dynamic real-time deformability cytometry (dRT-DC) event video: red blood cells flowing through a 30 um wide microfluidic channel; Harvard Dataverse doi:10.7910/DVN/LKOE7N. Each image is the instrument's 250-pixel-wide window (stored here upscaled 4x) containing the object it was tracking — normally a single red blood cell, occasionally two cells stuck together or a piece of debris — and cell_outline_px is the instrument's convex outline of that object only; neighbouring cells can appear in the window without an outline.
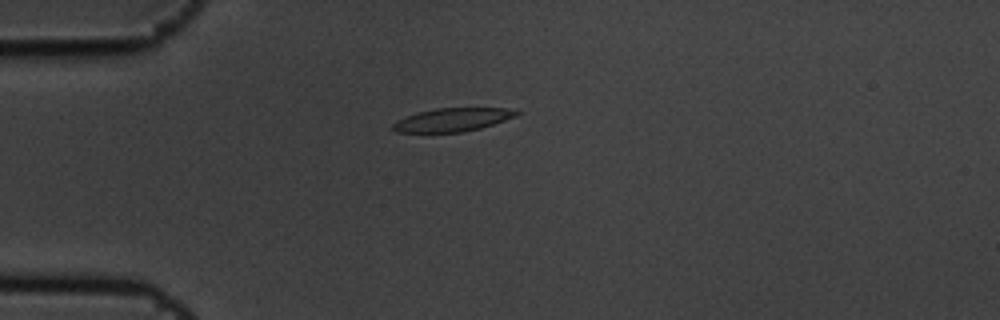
{"species": "common noctule bat (a hibernating species)", "species_latin": "Nyctalus noctula", "temperature_condition": "cold", "stored_images_in_passage": 5, "camera_frame_rate_fps": 3000, "um_per_image_px": 0.085, "animal": {"sex": "male", "body_mass_g": 19.5, "forearm_length_mm": 54.6}, "frame": {"image": 1, "passage_image": 1, "time_ms": 0.0, "image_size_px": [1000, 320], "cell_outline_px": [[524, 112], [516, 116], [480, 128], [464, 132], [396, 132], [392, 128], [392, 124], [396, 120], [416, 112], [436, 108], [508, 108]], "centroid_in_image_um": [38.46, 10.17], "position_along_channel_um": 46.5, "area_um2": 16.88}}
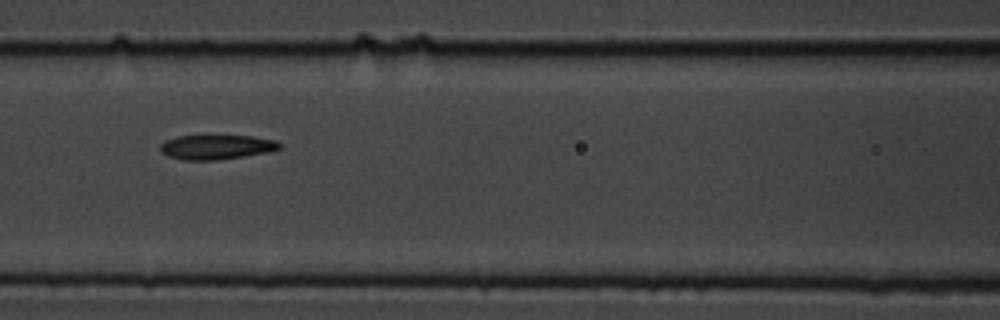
{"frame": {"image": 2, "passage_image": 4, "time_ms": 1.0, "image_size_px": [1000, 320], "cell_outline_px": [[284, 148], [268, 152], [244, 156], [216, 160], [184, 160], [168, 156], [160, 148], [160, 144], [164, 140], [176, 136], [252, 136], [276, 140]], "centroid_in_image_um": [18.42, 12.5], "position_along_channel_um": 148.2, "area_um2": 17.05}}
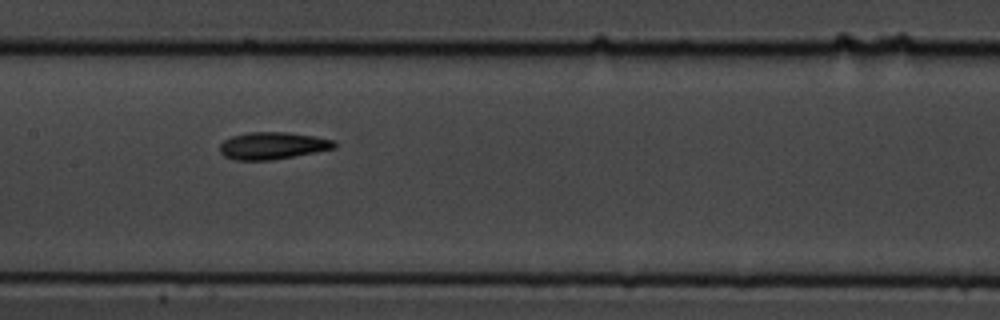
{"frame": {"image": 3, "passage_image": 5, "time_ms": 1.333, "image_size_px": [1000, 320], "cell_outline_px": [[336, 148], [316, 152], [272, 160], [236, 160], [224, 156], [220, 152], [220, 144], [224, 140], [232, 136], [248, 132], [288, 132], [336, 140]], "centroid_in_image_um": [23.18, 12.38], "position_along_channel_um": 184.2, "area_um2": 18.15}}